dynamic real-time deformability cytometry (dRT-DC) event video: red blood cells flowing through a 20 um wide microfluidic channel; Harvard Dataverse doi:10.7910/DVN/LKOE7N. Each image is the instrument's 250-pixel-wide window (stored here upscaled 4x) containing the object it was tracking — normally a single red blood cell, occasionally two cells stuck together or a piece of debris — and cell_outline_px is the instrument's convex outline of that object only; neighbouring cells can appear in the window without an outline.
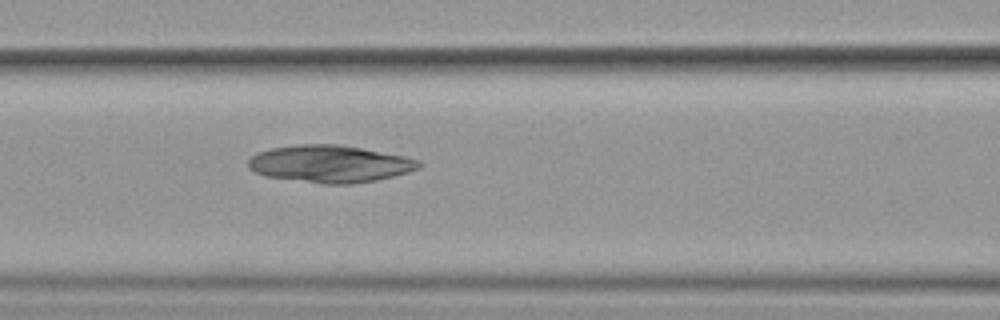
{"species": "common noctule bat (a hibernating species)", "species_latin": "Nyctalus noctula", "temperature_condition": "cold", "stored_images_in_passage": 5, "camera_frame_rate_fps": 3000, "um_per_image_px": 0.085, "animal": {"sex": "female", "body_mass_g": 19.9}, "frame": {"image": 1, "passage_image": 5, "time_ms": 4.667, "image_size_px": [1000, 320], "cell_outline_px": [[420, 168], [408, 172], [376, 180], [348, 184], [324, 184], [264, 176], [248, 168], [248, 160], [256, 152], [272, 148], [300, 144], [340, 144], [404, 156], [420, 160]], "centroid_in_image_um": [28.02, 13.92], "position_along_channel_um": 138.6, "area_um2": 36.93}}